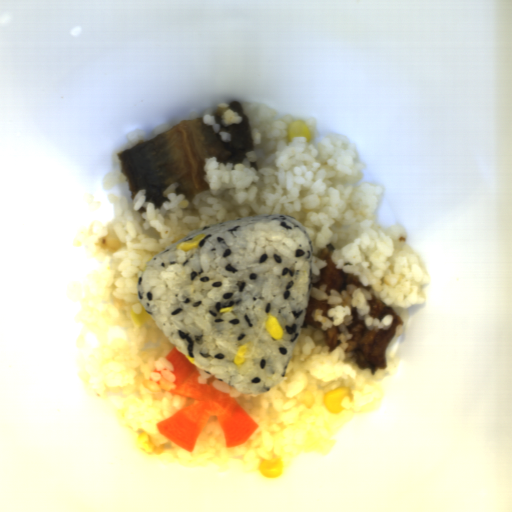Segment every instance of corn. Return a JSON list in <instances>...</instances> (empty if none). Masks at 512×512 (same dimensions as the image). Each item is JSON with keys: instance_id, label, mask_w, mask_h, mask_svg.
<instances>
[{"instance_id": "corn-1", "label": "corn", "mask_w": 512, "mask_h": 512, "mask_svg": "<svg viewBox=\"0 0 512 512\" xmlns=\"http://www.w3.org/2000/svg\"><path fill=\"white\" fill-rule=\"evenodd\" d=\"M344 399H347L351 403L353 402V394L351 389L348 387L330 389L324 395L323 405L327 409L328 413L339 415L345 411V408L343 407Z\"/></svg>"}, {"instance_id": "corn-2", "label": "corn", "mask_w": 512, "mask_h": 512, "mask_svg": "<svg viewBox=\"0 0 512 512\" xmlns=\"http://www.w3.org/2000/svg\"><path fill=\"white\" fill-rule=\"evenodd\" d=\"M283 469V460L281 457H273L270 459L259 460L258 472L263 477L275 478L279 477Z\"/></svg>"}, {"instance_id": "corn-3", "label": "corn", "mask_w": 512, "mask_h": 512, "mask_svg": "<svg viewBox=\"0 0 512 512\" xmlns=\"http://www.w3.org/2000/svg\"><path fill=\"white\" fill-rule=\"evenodd\" d=\"M299 137H303L307 143H309L313 138L307 123L300 119L290 122L287 130L286 141L289 143L293 138Z\"/></svg>"}, {"instance_id": "corn-4", "label": "corn", "mask_w": 512, "mask_h": 512, "mask_svg": "<svg viewBox=\"0 0 512 512\" xmlns=\"http://www.w3.org/2000/svg\"><path fill=\"white\" fill-rule=\"evenodd\" d=\"M136 445L145 455L153 457L160 455L164 450V446L160 444L158 446L155 445L152 438L149 436L147 432L139 434Z\"/></svg>"}, {"instance_id": "corn-5", "label": "corn", "mask_w": 512, "mask_h": 512, "mask_svg": "<svg viewBox=\"0 0 512 512\" xmlns=\"http://www.w3.org/2000/svg\"><path fill=\"white\" fill-rule=\"evenodd\" d=\"M265 328L268 332V334L275 340H280L283 338L284 331L283 328L278 320L277 317H275L272 314H268Z\"/></svg>"}, {"instance_id": "corn-6", "label": "corn", "mask_w": 512, "mask_h": 512, "mask_svg": "<svg viewBox=\"0 0 512 512\" xmlns=\"http://www.w3.org/2000/svg\"><path fill=\"white\" fill-rule=\"evenodd\" d=\"M205 237H206V235L201 233V234L193 237L189 241L177 245V249H180V250L185 251V252L186 251H190L193 248L199 247L200 246V241L205 239Z\"/></svg>"}, {"instance_id": "corn-7", "label": "corn", "mask_w": 512, "mask_h": 512, "mask_svg": "<svg viewBox=\"0 0 512 512\" xmlns=\"http://www.w3.org/2000/svg\"><path fill=\"white\" fill-rule=\"evenodd\" d=\"M251 345L252 344H250L249 342H245L244 344L239 346V348L233 358V361L237 366H242L245 363V361H246L245 355L248 353Z\"/></svg>"}, {"instance_id": "corn-8", "label": "corn", "mask_w": 512, "mask_h": 512, "mask_svg": "<svg viewBox=\"0 0 512 512\" xmlns=\"http://www.w3.org/2000/svg\"><path fill=\"white\" fill-rule=\"evenodd\" d=\"M131 318L134 323H137L140 326V325H143L147 320L151 319L152 317L146 311V309L144 307H142L140 314L132 312Z\"/></svg>"}, {"instance_id": "corn-9", "label": "corn", "mask_w": 512, "mask_h": 512, "mask_svg": "<svg viewBox=\"0 0 512 512\" xmlns=\"http://www.w3.org/2000/svg\"><path fill=\"white\" fill-rule=\"evenodd\" d=\"M234 307H223L222 309H220V314H226V313H230L232 311Z\"/></svg>"}, {"instance_id": "corn-10", "label": "corn", "mask_w": 512, "mask_h": 512, "mask_svg": "<svg viewBox=\"0 0 512 512\" xmlns=\"http://www.w3.org/2000/svg\"><path fill=\"white\" fill-rule=\"evenodd\" d=\"M185 356H186V358H187V359H188L192 364H194V358H192V357H191V356H189L188 354H187V355H185Z\"/></svg>"}]
</instances>
